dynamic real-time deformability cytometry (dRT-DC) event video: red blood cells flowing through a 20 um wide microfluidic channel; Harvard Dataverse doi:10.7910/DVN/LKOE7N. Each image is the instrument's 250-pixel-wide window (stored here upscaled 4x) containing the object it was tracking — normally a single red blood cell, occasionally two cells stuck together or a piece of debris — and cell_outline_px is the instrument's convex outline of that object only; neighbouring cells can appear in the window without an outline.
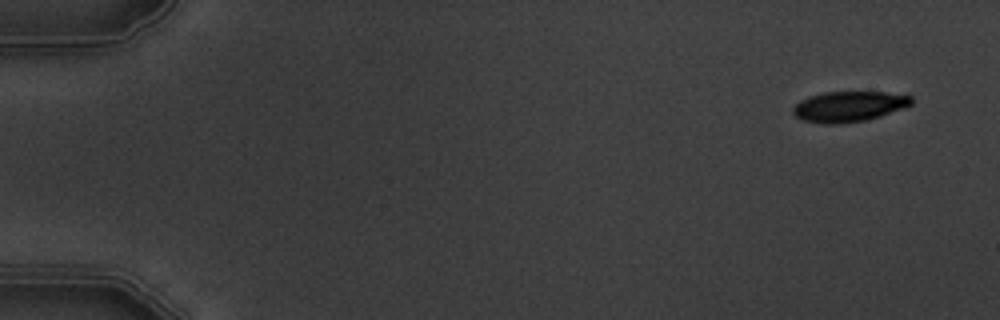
{"species": "common noctule bat (a hibernating species)", "species_latin": "Nyctalus noctula", "temperature_condition": "warm", "stored_images_in_passage": 5, "camera_frame_rate_fps": 3000, "um_per_image_px": 0.085, "animal": {"sex": "male", "body_mass_g": 19.5, "forearm_length_mm": 54.6}, "frame": {"image": 1, "passage_image": 1, "time_ms": 0.0, "image_size_px": [1000, 320], "cell_outline_px": [[912, 104], [904, 108], [880, 116], [864, 120], [840, 124], [820, 124], [804, 120], [796, 116], [792, 112], [792, 108], [800, 100], [824, 92], [884, 92], [912, 96]], "centroid_in_image_um": [72.15, 9.06], "position_along_channel_um": 12.8, "area_um2": 20.92}}
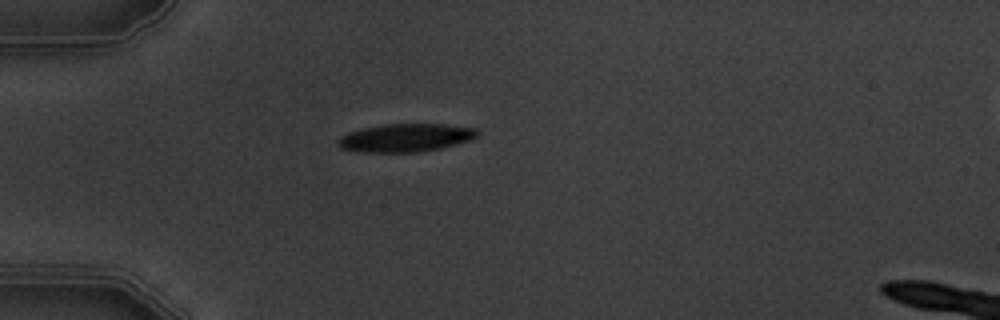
{"frame": {"image": 2, "passage_image": 5, "time_ms": 4.333, "image_size_px": [1000, 320], "cell_outline_px": [[480, 132], [472, 140], [440, 148], [416, 152], [364, 152], [340, 148], [340, 136], [348, 132], [364, 128], [384, 124], [444, 124], [476, 128]], "centroid_in_image_um": [34.52, 11.7], "position_along_channel_um": 50.5, "area_um2": 22.66}}